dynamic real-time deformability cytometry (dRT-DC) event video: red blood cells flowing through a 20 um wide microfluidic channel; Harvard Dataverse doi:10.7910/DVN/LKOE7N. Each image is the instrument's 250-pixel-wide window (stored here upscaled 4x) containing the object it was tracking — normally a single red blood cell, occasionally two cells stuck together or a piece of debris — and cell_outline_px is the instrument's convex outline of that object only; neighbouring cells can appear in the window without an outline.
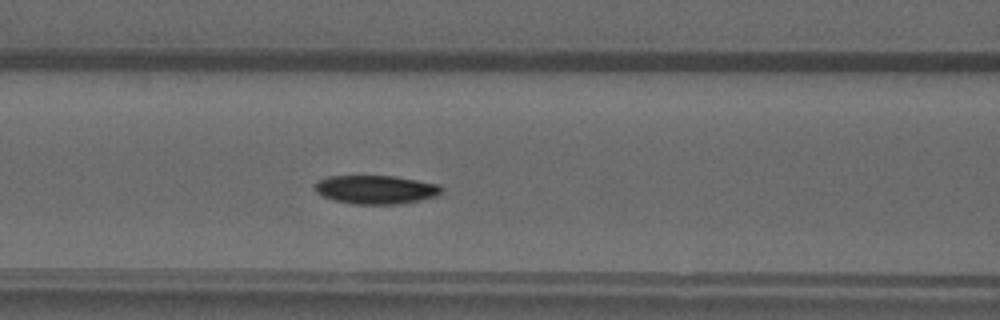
{"species": "common noctule bat (a hibernating species)", "species_latin": "Nyctalus noctula", "temperature_condition": "warm", "stored_images_in_passage": 46, "camera_frame_rate_fps": 3000, "um_per_image_px": 0.085, "animal": {"sex": "male", "forearm_length_mm": 52.5}, "frame": {"image": 1, "passage_image": 18, "time_ms": 5.667, "image_size_px": [1000, 320], "cell_outline_px": [[444, 192], [436, 196], [420, 200], [400, 204], [352, 204], [332, 200], [316, 192], [312, 188], [316, 180], [328, 176], [396, 176], [440, 184], [444, 188]], "centroid_in_image_um": [31.95, 16.11], "position_along_channel_um": 134.7, "area_um2": 21.56}}
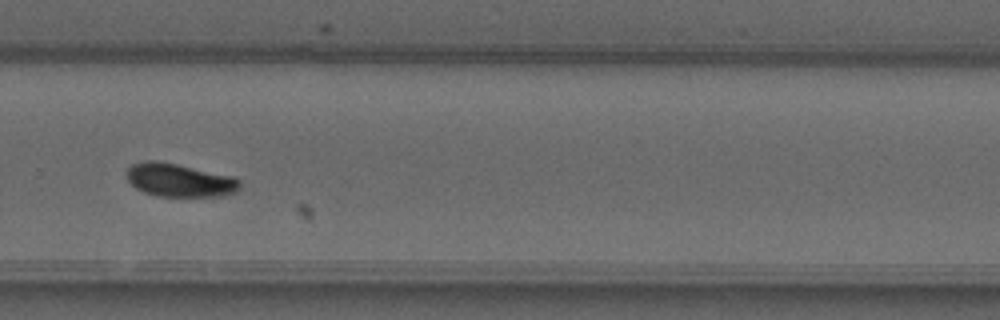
{"frame": {"image": 2, "passage_image": 31, "time_ms": 10.0, "image_size_px": [1000, 320], "cell_outline_px": [[240, 188], [236, 192], [224, 196], [160, 196], [144, 192], [136, 188], [128, 180], [124, 172], [132, 164], [144, 160], [156, 160], [176, 164], [232, 176], [240, 180]], "centroid_in_image_um": [15.24, 15.31], "position_along_channel_um": 314.6, "area_um2": 21.96}}
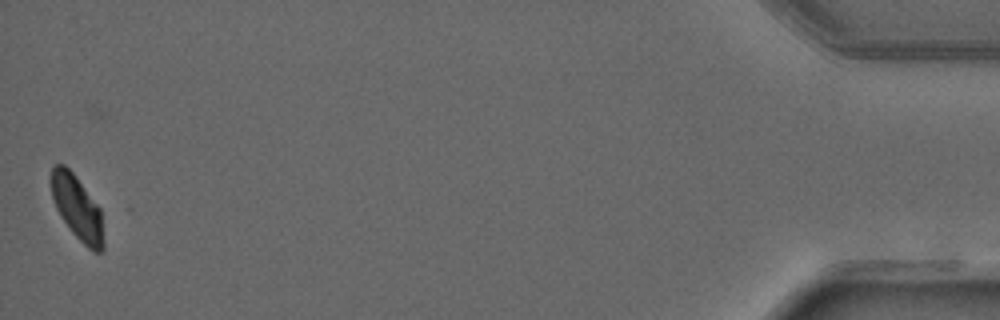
{"frame": {"image": 3, "passage_image": 46, "time_ms": 15.0, "image_size_px": [1000, 320], "cell_outline_px": [[104, 248], [100, 252], [92, 252], [72, 232], [56, 208], [52, 196], [48, 180], [52, 168], [56, 164], [64, 164], [72, 172], [100, 208], [104, 240]], "centroid_in_image_um": [6.54, 17.64], "position_along_channel_um": 428.7, "area_um2": 19.54}}